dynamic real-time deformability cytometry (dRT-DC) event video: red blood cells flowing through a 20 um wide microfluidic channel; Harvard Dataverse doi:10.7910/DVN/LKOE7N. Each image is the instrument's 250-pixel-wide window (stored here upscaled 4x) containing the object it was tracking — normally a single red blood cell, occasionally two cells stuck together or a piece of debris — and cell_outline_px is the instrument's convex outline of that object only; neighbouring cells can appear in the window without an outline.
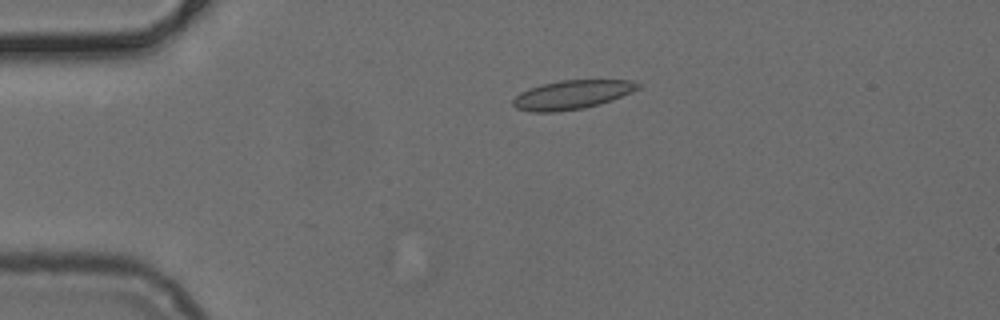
{"species": "common noctule bat (a hibernating species)", "species_latin": "Nyctalus noctula", "temperature_condition": "cold", "stored_images_in_passage": 2, "camera_frame_rate_fps": 3000, "um_per_image_px": 0.085, "animal": {"sex": "female", "body_mass_g": 24.6, "forearm_length_mm": 56.2}, "frame": {"image": 1, "passage_image": 2, "time_ms": 0.333, "image_size_px": [1000, 320], "cell_outline_px": [[640, 88], [612, 100], [584, 108], [556, 112], [532, 112], [516, 108], [512, 104], [512, 100], [520, 92], [528, 88], [540, 84], [560, 80], [628, 80], [640, 84]], "centroid_in_image_um": [48.57, 8.05], "position_along_channel_um": 36.4, "area_um2": 21.04}}